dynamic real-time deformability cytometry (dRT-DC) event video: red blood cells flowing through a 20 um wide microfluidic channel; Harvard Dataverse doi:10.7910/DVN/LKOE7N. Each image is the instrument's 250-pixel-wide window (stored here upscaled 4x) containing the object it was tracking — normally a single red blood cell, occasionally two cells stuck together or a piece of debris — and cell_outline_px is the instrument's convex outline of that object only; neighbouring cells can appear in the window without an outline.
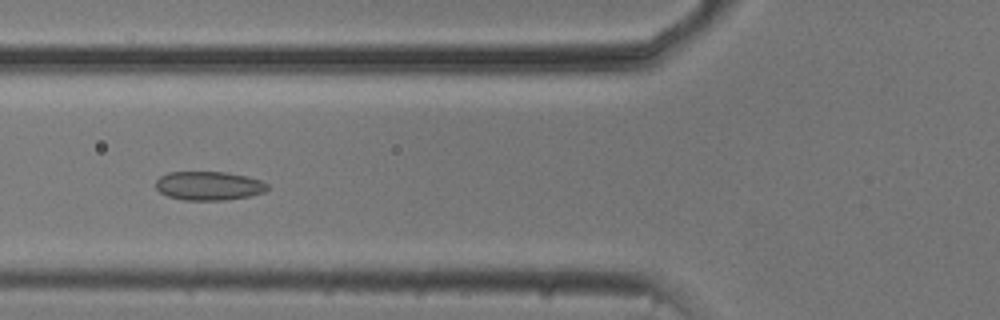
{"species": "common noctule bat (a hibernating species)", "species_latin": "Nyctalus noctula", "temperature_condition": "cold", "stored_images_in_passage": 53, "camera_frame_rate_fps": 3000, "um_per_image_px": 0.085, "animal": {"sex": "male", "body_mass_g": 20.5, "forearm_length_mm": 52.5}, "frame": {"image": 1, "passage_image": 20, "time_ms": 6.333, "image_size_px": [1000, 320], "cell_outline_px": [[268, 188], [264, 192], [252, 196], [224, 200], [184, 200], [168, 196], [160, 192], [156, 188], [156, 180], [160, 176], [168, 172], [228, 172], [248, 176], [260, 180], [268, 184]], "centroid_in_image_um": [17.76, 15.79], "position_along_channel_um": 108.0, "area_um2": 18.9}}
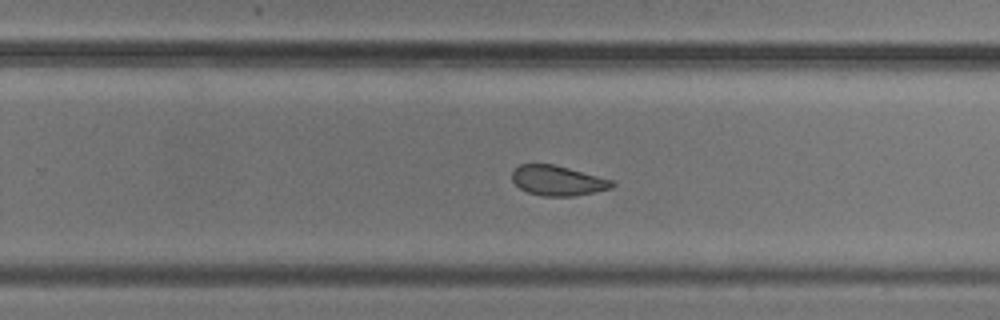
{"frame": {"image": 2, "passage_image": 34, "time_ms": 11.0, "image_size_px": [1000, 320], "cell_outline_px": [[616, 184], [612, 188], [596, 192], [576, 196], [544, 196], [528, 192], [520, 188], [512, 180], [512, 172], [520, 164], [556, 164], [612, 180]], "centroid_in_image_um": [47.43, 15.35], "position_along_channel_um": 282.4, "area_um2": 17.51}}
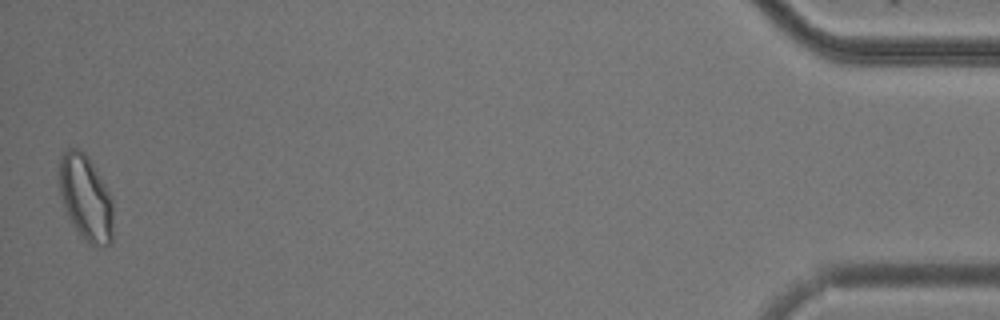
{"frame": {"image": 3, "passage_image": 53, "time_ms": 17.333, "image_size_px": [1000, 320], "cell_outline_px": [[112, 244], [88, 244], [80, 236], [72, 224], [64, 208], [56, 176], [60, 156], [68, 148], [80, 148], [88, 156], [104, 184], [112, 200]], "centroid_in_image_um": [7.23, 16.77], "position_along_channel_um": 428.0, "area_um2": 27.11}, "authors_computed_cell_mechanics": {"area_um2": 20.519, "velocity_mm_per_s": 3.7342, "shape_relaxation_time_tau1_ms": null, "shape_relaxation_time_tau2_ms": 2.3675, "deformation_change_tau1": null, "deformation_change_tau2": 0.0681}}